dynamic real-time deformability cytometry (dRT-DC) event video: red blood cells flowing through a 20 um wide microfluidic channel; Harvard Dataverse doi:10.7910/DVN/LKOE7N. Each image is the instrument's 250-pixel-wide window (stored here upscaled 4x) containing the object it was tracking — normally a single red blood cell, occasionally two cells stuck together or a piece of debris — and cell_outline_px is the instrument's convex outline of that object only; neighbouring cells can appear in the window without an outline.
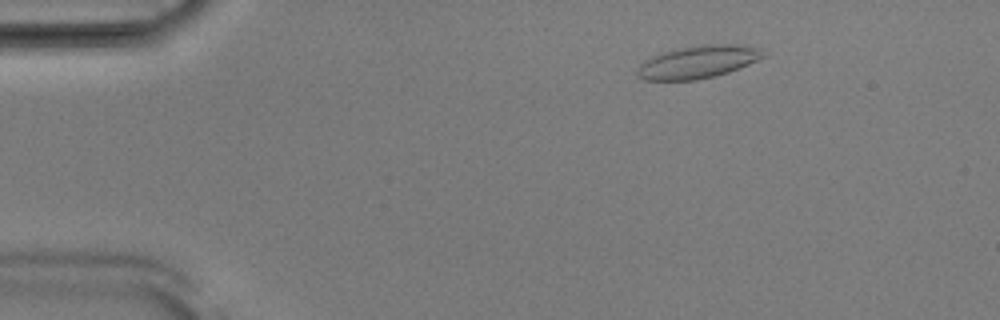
{"species": "Egyptian fruit bat (a non-hibernating species)", "species_latin": "Rousettus aegyptiacus", "temperature_condition": "room temperature", "stored_images_in_passage": 52, "camera_frame_rate_fps": 3000, "um_per_image_px": 0.085, "animal": {"sex": "male"}, "frame": {"image": 1, "passage_image": 8, "time_ms": 2.333, "image_size_px": [1000, 320], "cell_outline_px": [[768, 56], [728, 72], [696, 80], [644, 80], [636, 76], [636, 72], [640, 64], [644, 60], [664, 52], [676, 48], [704, 44], [736, 44], [760, 48], [768, 52]], "centroid_in_image_um": [59.35, 5.25], "position_along_channel_um": 25.6, "area_um2": 24.1}}
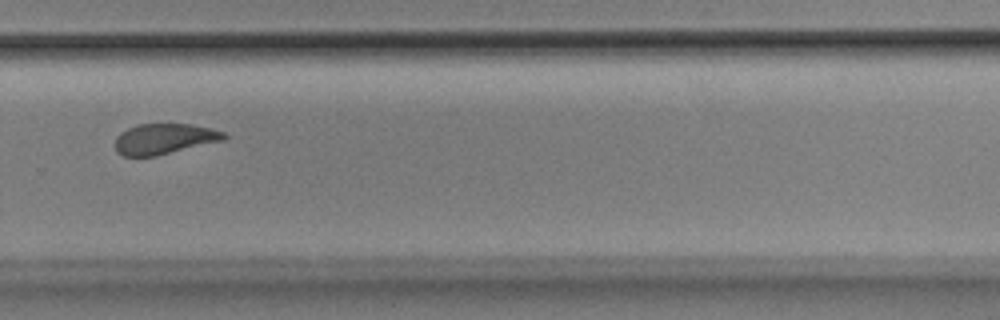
{"frame": {"image": 2, "passage_image": 36, "time_ms": 11.667, "image_size_px": [1000, 320], "cell_outline_px": [[228, 136], [224, 140], [156, 156], [124, 156], [116, 152], [116, 136], [120, 132], [136, 124], [192, 124], [212, 128], [224, 132]], "centroid_in_image_um": [13.97, 11.8], "position_along_channel_um": 315.8, "area_um2": 19.48}}
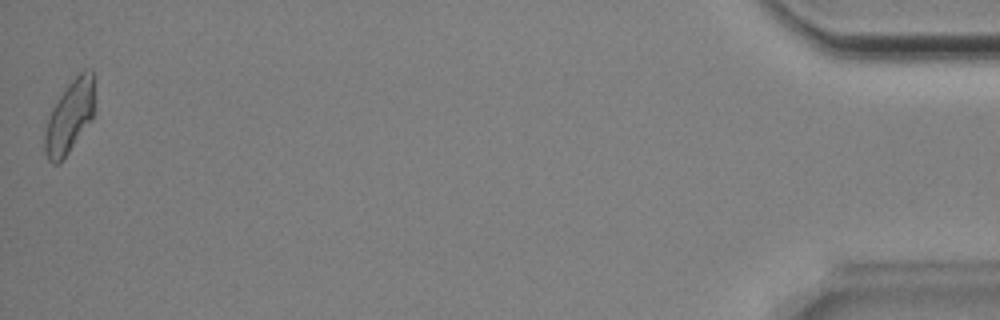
{"frame": {"image": 3, "passage_image": 52, "time_ms": 17.0, "image_size_px": [1000, 320], "cell_outline_px": [[92, 120], [68, 152], [56, 164], [52, 164], [48, 160], [44, 152], [44, 132], [52, 108], [68, 84], [84, 68], [92, 68]], "centroid_in_image_um": [5.88, 9.94], "position_along_channel_um": 429.3, "area_um2": 20.46}, "authors_computed_cell_mechanics": {"area_um2": 20.6346, "velocity_mm_per_s": 3.8662, "shape_relaxation_time_tau1_ms": 9.0027, "shape_relaxation_time_tau2_ms": 2.5403, "deformation_change_tau1": 0.1841, "deformation_change_tau2": 0.0837}}